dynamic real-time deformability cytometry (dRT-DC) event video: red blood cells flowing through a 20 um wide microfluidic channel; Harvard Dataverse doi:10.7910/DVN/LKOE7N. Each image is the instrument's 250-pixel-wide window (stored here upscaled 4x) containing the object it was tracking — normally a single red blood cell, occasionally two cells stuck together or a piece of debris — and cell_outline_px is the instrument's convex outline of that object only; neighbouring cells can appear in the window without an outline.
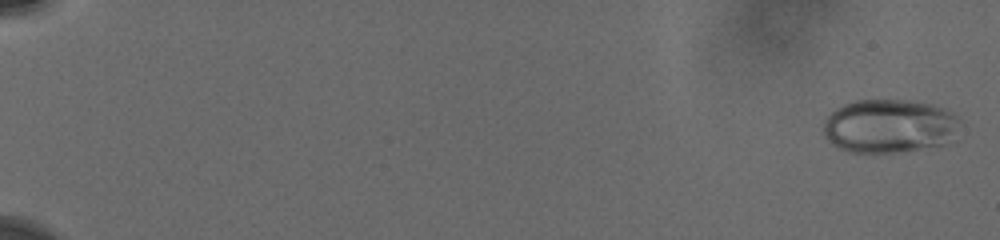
{"species": "human", "species_latin": "Homo sapiens", "temperature_condition": "cold", "stored_images_in_passage": 21, "camera_frame_rate_fps": 3000, "um_per_image_px": 0.085, "donor": {"sex": "male"}, "frame": {"image": 1, "passage_image": 1, "time_ms": 0.0, "image_size_px": [1000, 240], "cell_outline_px": [[960, 120], [944, 144], [892, 152], [848, 152], [832, 144], [824, 136], [824, 120], [836, 108], [844, 104], [856, 100], [908, 100], [928, 104], [944, 108], [956, 116]], "centroid_in_image_um": [75.5, 10.7], "position_along_channel_um": 9.5, "area_um2": 41.85}}
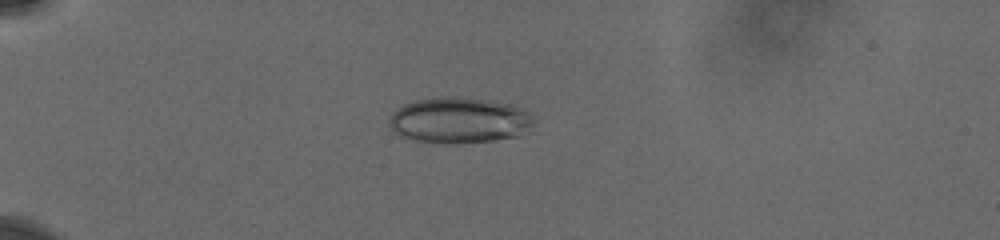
{"frame": {"image": 2, "passage_image": 15, "time_ms": 5.333, "image_size_px": [1000, 240], "cell_outline_px": [[536, 120], [528, 132], [516, 136], [496, 140], [416, 140], [400, 136], [388, 124], [388, 120], [392, 112], [404, 104], [416, 100], [440, 96], [456, 96], [488, 100], [512, 104], [524, 108]], "centroid_in_image_um": [39.08, 10.16], "position_along_channel_um": 45.9, "area_um2": 37.92}}
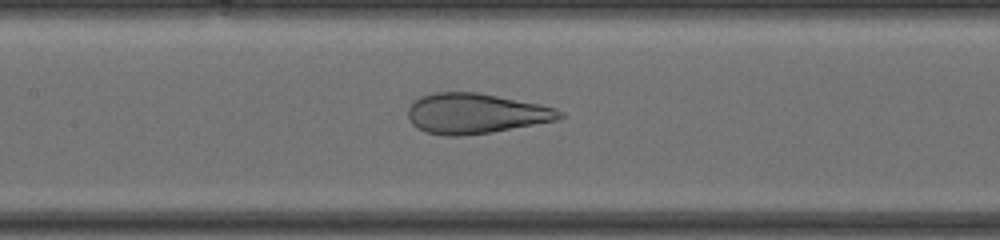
{"frame": {"image": 3, "passage_image": 21, "time_ms": 9.667, "image_size_px": [1000, 240], "cell_outline_px": [[564, 116], [556, 120], [492, 132], [460, 136], [448, 136], [424, 132], [416, 128], [412, 124], [408, 116], [408, 108], [420, 96], [432, 92], [476, 92], [540, 104], [564, 112]], "centroid_in_image_um": [40.39, 9.65], "position_along_channel_um": 167.0, "area_um2": 35.43}}